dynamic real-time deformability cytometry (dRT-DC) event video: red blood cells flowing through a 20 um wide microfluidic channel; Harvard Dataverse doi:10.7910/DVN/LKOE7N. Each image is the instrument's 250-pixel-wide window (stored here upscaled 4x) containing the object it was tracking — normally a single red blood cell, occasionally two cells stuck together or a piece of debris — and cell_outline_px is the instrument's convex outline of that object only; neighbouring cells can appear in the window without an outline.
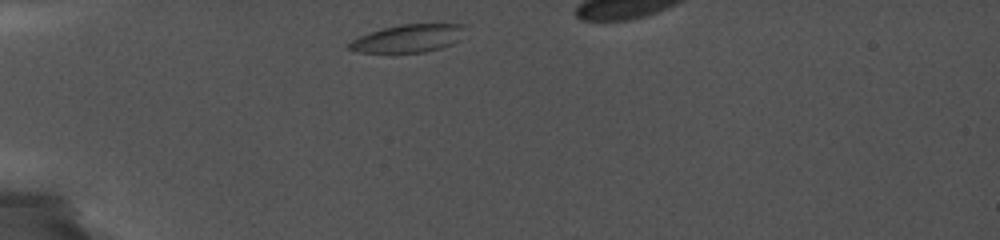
{"species": "common noctule bat (a hibernating species)", "species_latin": "Nyctalus noctula", "temperature_condition": "cold", "stored_images_in_passage": 37, "camera_frame_rate_fps": 5000, "um_per_image_px": 0.085, "animal": {"sex": "female", "body_mass_g": 19.0, "forearm_length_mm": 56.7}, "frame": {"image": 1, "passage_image": 1, "time_ms": 0.0, "image_size_px": [1000, 240], "cell_outline_px": [[468, 24], [452, 44], [440, 48], [424, 52], [356, 52], [348, 48], [348, 44], [352, 40], [360, 36], [384, 28], [400, 24]], "centroid_in_image_um": [34.67, 3.26], "position_along_channel_um": 50.3, "area_um2": 18.38}}
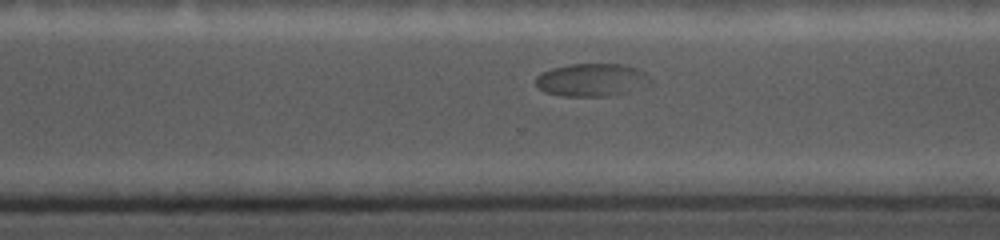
{"frame": {"image": 2, "passage_image": 29, "time_ms": 8.6, "image_size_px": [1000, 240], "cell_outline_px": [[652, 84], [628, 92], [608, 96], [564, 96], [544, 92], [536, 88], [536, 76], [552, 68], [572, 64], [624, 64], [636, 68], [644, 72], [648, 76]], "centroid_in_image_um": [50.3, 6.8], "position_along_channel_um": 320.3, "area_um2": 22.02}}
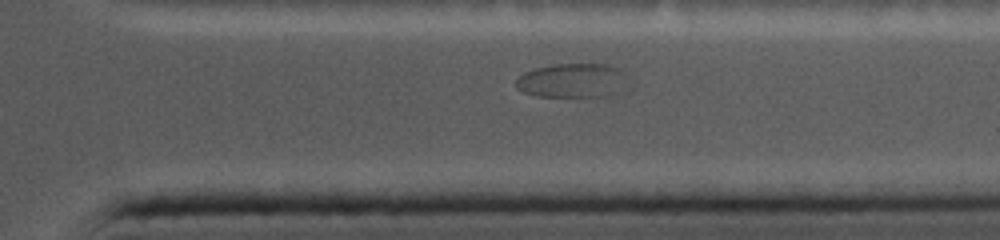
{"frame": {"image": 3, "passage_image": 35, "time_ms": 9.8, "image_size_px": [1000, 240], "cell_outline_px": [[624, 72], [608, 96], [536, 96], [524, 92], [516, 88], [516, 80], [524, 72], [536, 68], [556, 64], [604, 64], [616, 68]], "centroid_in_image_um": [48.44, 6.83], "position_along_channel_um": 363.0, "area_um2": 21.04}}